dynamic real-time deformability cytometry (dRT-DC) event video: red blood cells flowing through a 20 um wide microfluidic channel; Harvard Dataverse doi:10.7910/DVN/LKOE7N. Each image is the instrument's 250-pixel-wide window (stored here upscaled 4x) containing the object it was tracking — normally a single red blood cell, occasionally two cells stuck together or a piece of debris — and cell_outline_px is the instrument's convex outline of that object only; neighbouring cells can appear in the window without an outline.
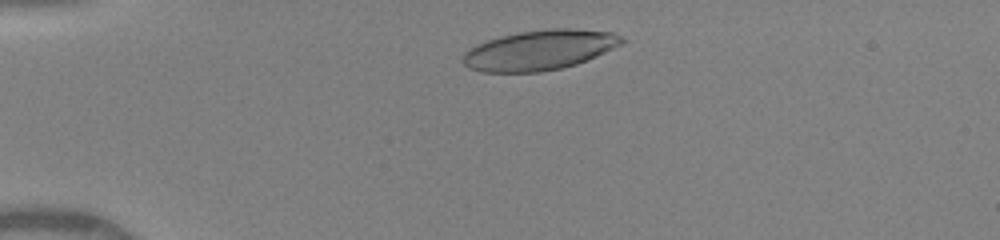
{"species": "human", "species_latin": "Homo sapiens", "temperature_condition": "warm", "stored_images_in_passage": 42, "camera_frame_rate_fps": 3000, "um_per_image_px": 0.085, "donor": {"sex": "female"}, "frame": {"image": 1, "passage_image": 5, "time_ms": 1.333, "image_size_px": [1000, 240], "cell_outline_px": [[624, 44], [596, 56], [576, 64], [560, 68], [540, 72], [480, 72], [468, 68], [464, 64], [464, 52], [468, 48], [476, 44], [500, 36], [520, 32], [548, 28], [568, 28], [612, 32], [620, 36], [624, 40]], "centroid_in_image_um": [45.85, 4.25], "position_along_channel_um": 39.1, "area_um2": 37.05}}
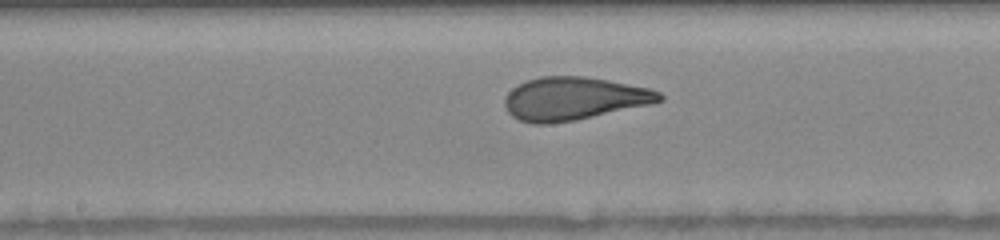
{"frame": {"image": 2, "passage_image": 20, "time_ms": 6.333, "image_size_px": [1000, 240], "cell_outline_px": [[664, 100], [652, 104], [576, 120], [548, 124], [532, 124], [520, 120], [512, 116], [508, 112], [504, 104], [504, 100], [508, 92], [512, 88], [528, 80], [540, 76], [584, 76], [608, 80], [652, 88], [660, 92], [664, 96]], "centroid_in_image_um": [48.81, 8.38], "position_along_channel_um": 199.4, "area_um2": 39.02}}
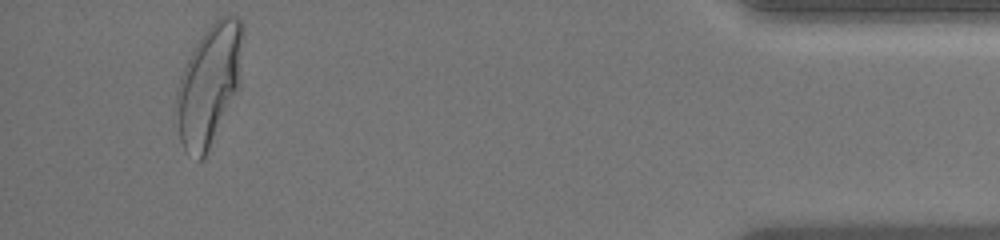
{"frame": {"image": 3, "passage_image": 40, "time_ms": 13.0, "image_size_px": [1000, 240], "cell_outline_px": [[244, 36], [240, 84], [204, 156], [200, 160], [184, 152], [180, 140], [176, 108], [176, 88], [180, 76], [200, 36], [220, 16], [236, 16], [244, 24]], "centroid_in_image_um": [17.79, 7.13], "position_along_channel_um": 417.4, "area_um2": 46.12}, "authors_computed_cell_mechanics": {"area_um2": 38.7549, "velocity_mm_per_s": 4.1146, "shape_relaxation_time_tau1_ms": 3.6986, "shape_relaxation_time_tau2_ms": null, "deformation_change_tau1": 0.1962, "deformation_change_tau2": null}}